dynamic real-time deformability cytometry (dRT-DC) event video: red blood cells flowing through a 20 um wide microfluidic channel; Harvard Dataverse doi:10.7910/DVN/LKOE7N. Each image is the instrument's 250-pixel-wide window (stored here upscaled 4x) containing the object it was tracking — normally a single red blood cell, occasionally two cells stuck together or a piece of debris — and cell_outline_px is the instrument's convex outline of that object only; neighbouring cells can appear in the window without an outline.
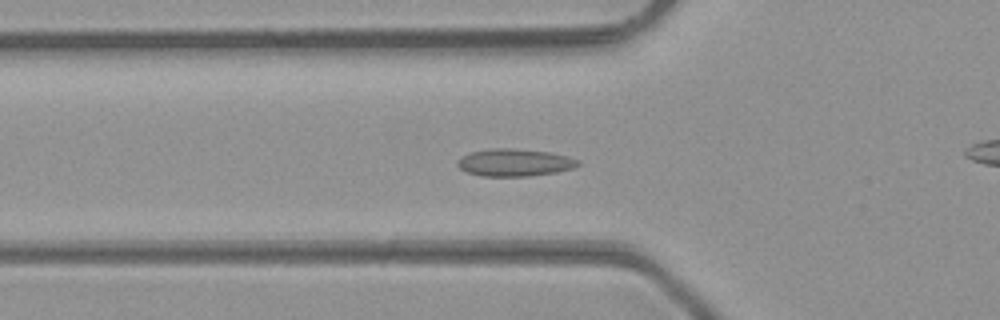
{"species": "common noctule bat (a hibernating species)", "species_latin": "Nyctalus noctula", "temperature_condition": "room temperature", "stored_images_in_passage": 49, "camera_frame_rate_fps": 3000, "um_per_image_px": 0.085, "animal": {"sex": "male", "body_mass_g": 23.1, "forearm_length_mm": 52.7}, "frame": {"image": 1, "passage_image": 17, "time_ms": 5.333, "image_size_px": [1000, 320], "cell_outline_px": [[580, 164], [572, 168], [556, 172], [528, 176], [480, 176], [468, 172], [460, 168], [456, 164], [456, 160], [472, 152], [488, 148], [512, 148], [548, 152], [568, 156], [580, 160]], "centroid_in_image_um": [43.73, 13.81], "position_along_channel_um": 82.1, "area_um2": 19.19}}
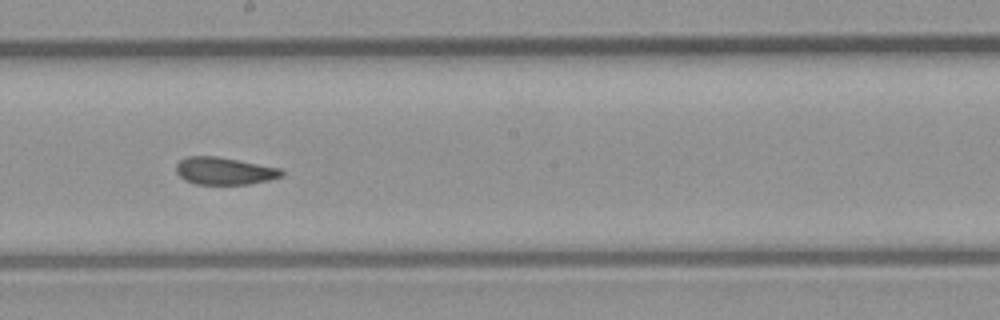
{"frame": {"image": 2, "passage_image": 27, "time_ms": 8.667, "image_size_px": [1000, 320], "cell_outline_px": [[284, 176], [268, 180], [248, 184], [196, 184], [184, 180], [176, 172], [176, 164], [180, 160], [188, 156], [216, 156], [280, 168], [284, 172]], "centroid_in_image_um": [19.06, 14.53], "position_along_channel_um": 229.1, "area_um2": 16.76}}
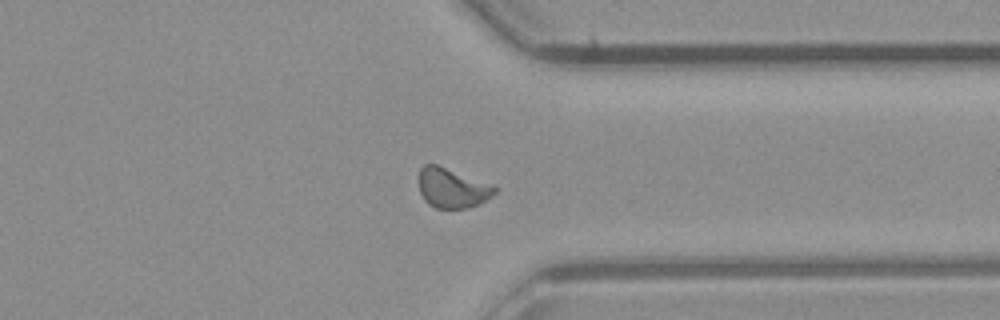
{"frame": {"image": 3, "passage_image": 37, "time_ms": 12.0, "image_size_px": [1000, 320], "cell_outline_px": [[496, 192], [492, 196], [480, 204], [468, 208], [436, 208], [428, 204], [424, 200], [420, 192], [420, 168], [424, 164], [436, 164], [496, 188]], "centroid_in_image_um": [38.39, 16.02], "position_along_channel_um": 373.0, "area_um2": 16.99}, "authors_computed_cell_mechanics": {"area_um2": 17.5134, "velocity_mm_per_s": 4.382, "shape_relaxation_time_tau1_ms": 5.4757, "shape_relaxation_time_tau2_ms": 0.7844, "deformation_change_tau1": 0.1293, "deformation_change_tau2": 0.0519}}